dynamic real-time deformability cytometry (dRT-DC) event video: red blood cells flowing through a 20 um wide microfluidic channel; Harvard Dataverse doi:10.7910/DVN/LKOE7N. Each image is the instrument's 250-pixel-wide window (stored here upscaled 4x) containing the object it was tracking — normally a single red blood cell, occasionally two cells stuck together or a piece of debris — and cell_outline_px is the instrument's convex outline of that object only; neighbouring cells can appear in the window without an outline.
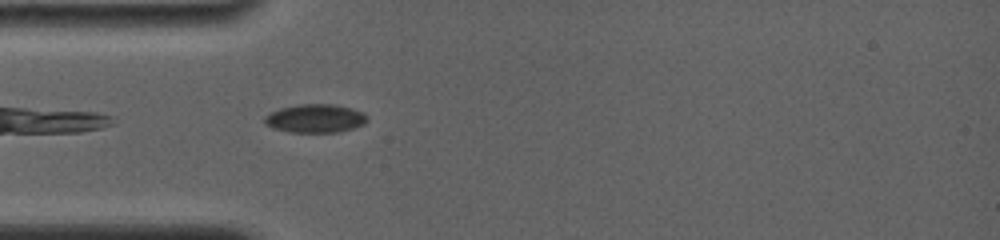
{"species": "common noctule bat (a hibernating species)", "species_latin": "Nyctalus noctula", "temperature_condition": "room temperature", "stored_images_in_passage": 1, "camera_frame_rate_fps": 4000, "um_per_image_px": 0.085, "animal": {"sex": "female", "body_mass_g": 19.0, "forearm_length_mm": 56.7}, "frame": {"image": 1, "passage_image": 1, "time_ms": 0.0, "image_size_px": [1000, 240], "cell_outline_px": [[368, 120], [364, 124], [340, 132], [288, 132], [272, 128], [264, 124], [264, 116], [280, 108], [296, 104], [336, 104], [352, 108], [364, 112], [368, 116]], "centroid_in_image_um": [26.8, 10.06], "position_along_channel_um": 58.2, "area_um2": 17.28}}